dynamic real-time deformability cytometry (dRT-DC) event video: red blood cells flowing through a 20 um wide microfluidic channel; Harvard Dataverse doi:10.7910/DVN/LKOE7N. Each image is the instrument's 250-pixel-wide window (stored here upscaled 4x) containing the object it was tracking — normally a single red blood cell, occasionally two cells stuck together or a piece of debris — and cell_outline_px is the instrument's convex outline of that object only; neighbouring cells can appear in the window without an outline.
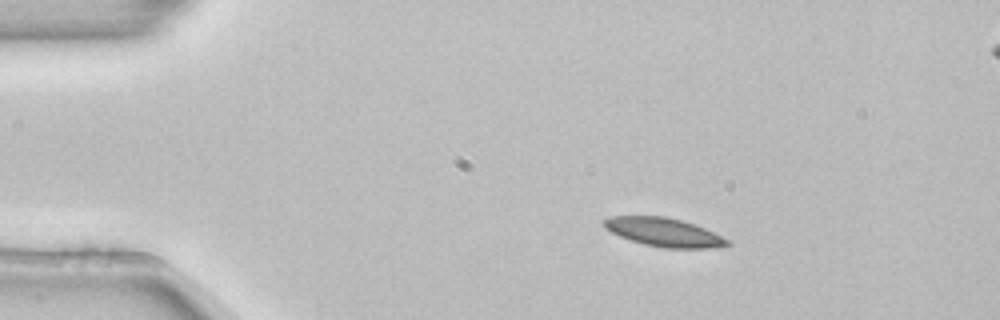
{"species": "common noctule bat (a hibernating species)", "species_latin": "Nyctalus noctula", "temperature_condition": "room temperature", "stored_images_in_passage": 4, "camera_frame_rate_fps": 3000, "um_per_image_px": 0.085, "animal": {"sex": "female", "body_mass_g": 22.7, "forearm_length_mm": 54.2}, "frame": {"image": 1, "passage_image": 1, "time_ms": 0.0, "image_size_px": [1000, 320], "cell_outline_px": [[732, 244], [720, 248], [664, 248], [644, 244], [620, 236], [604, 228], [604, 220], [608, 216], [664, 216], [680, 220], [704, 228], [728, 240]], "centroid_in_image_um": [56.44, 19.75], "position_along_channel_um": 28.6, "area_um2": 20.35}}